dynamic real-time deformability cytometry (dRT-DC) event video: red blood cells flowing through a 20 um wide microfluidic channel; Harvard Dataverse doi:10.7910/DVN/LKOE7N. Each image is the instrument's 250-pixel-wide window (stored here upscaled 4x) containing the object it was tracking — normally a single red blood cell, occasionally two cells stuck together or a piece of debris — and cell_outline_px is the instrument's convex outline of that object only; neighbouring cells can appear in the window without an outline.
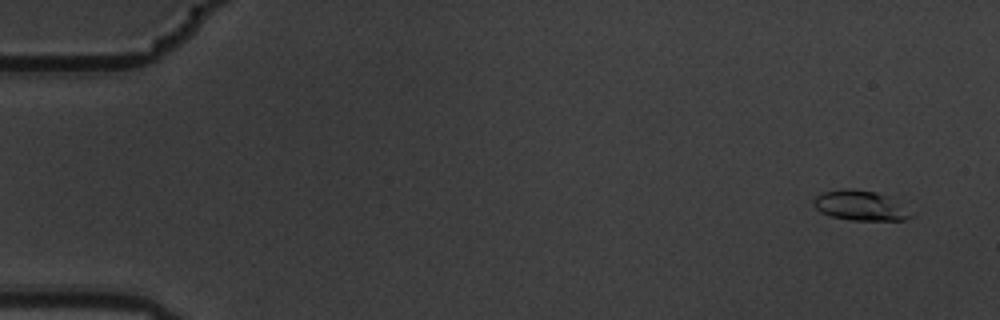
{"species": "common noctule bat (a hibernating species)", "species_latin": "Nyctalus noctula", "temperature_condition": "warm", "stored_images_in_passage": 6, "camera_frame_rate_fps": 3000, "um_per_image_px": 0.085, "animal": {"sex": "male", "body_mass_g": 19.5, "forearm_length_mm": 54.6}, "frame": {"image": 1, "passage_image": 1, "time_ms": 0.0, "image_size_px": [1000, 320], "cell_outline_px": [[912, 216], [904, 220], [852, 220], [832, 216], [820, 212], [812, 204], [812, 200], [816, 196], [824, 192], [844, 188], [852, 188], [876, 192], [888, 196]], "centroid_in_image_um": [73.02, 17.46], "position_along_channel_um": 12.0, "area_um2": 16.59}}
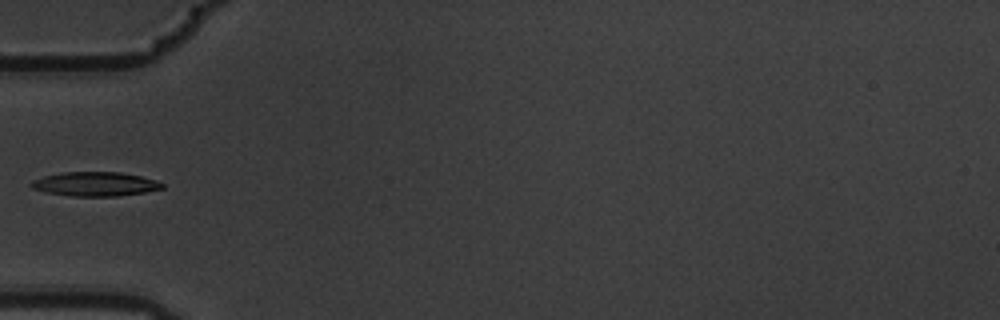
{"frame": {"image": 2, "passage_image": 6, "time_ms": 1.667, "image_size_px": [1000, 320], "cell_outline_px": [[164, 188], [144, 192], [116, 196], [72, 196], [48, 192], [32, 188], [28, 184], [32, 180], [44, 176], [60, 172], [120, 172], [140, 176], [156, 180], [164, 184]], "centroid_in_image_um": [8.07, 15.63], "position_along_channel_um": 76.9, "area_um2": 18.38}}